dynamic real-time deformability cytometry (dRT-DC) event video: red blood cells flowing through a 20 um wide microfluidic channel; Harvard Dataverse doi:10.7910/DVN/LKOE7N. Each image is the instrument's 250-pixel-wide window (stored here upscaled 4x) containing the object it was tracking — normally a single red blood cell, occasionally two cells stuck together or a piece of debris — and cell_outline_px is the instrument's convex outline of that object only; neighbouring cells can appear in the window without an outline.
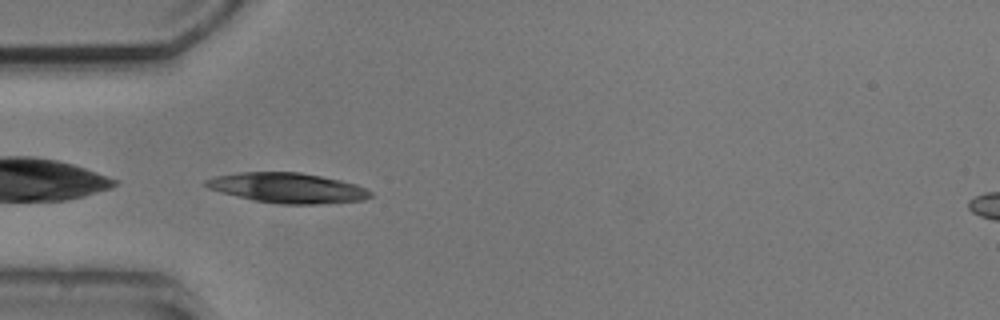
{"species": "common noctule bat (a hibernating species)", "species_latin": "Nyctalus noctula", "temperature_condition": "cold", "stored_images_in_passage": 7, "camera_frame_rate_fps": 3000, "um_per_image_px": 0.085, "animal": {"sex": "male", "body_mass_g": 20.5, "forearm_length_mm": 52.5}, "frame": {"image": 1, "passage_image": 1, "time_ms": 0.0, "image_size_px": [1000, 320], "cell_outline_px": [[372, 196], [364, 200], [316, 204], [280, 204], [256, 200], [220, 192], [208, 188], [204, 184], [204, 180], [216, 176], [240, 172], [300, 172], [340, 180], [356, 184], [372, 192]], "centroid_in_image_um": [24.45, 15.97], "position_along_channel_um": 60.6, "area_um2": 28.61}}